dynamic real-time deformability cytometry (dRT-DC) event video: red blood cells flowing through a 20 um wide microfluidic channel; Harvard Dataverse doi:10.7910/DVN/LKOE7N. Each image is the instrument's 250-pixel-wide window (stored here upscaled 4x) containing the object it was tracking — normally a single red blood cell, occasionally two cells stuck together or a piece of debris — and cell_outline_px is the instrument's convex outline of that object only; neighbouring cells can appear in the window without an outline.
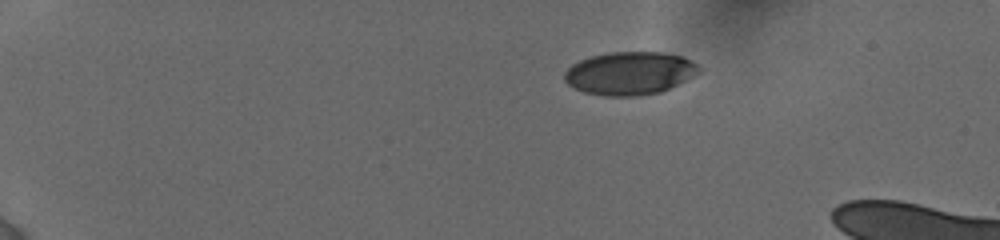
{"species": "human", "species_latin": "Homo sapiens", "temperature_condition": "cold", "stored_images_in_passage": 7, "camera_frame_rate_fps": 3000, "um_per_image_px": 0.085, "donor": {"sex": "female"}, "frame": {"image": 1, "passage_image": 1, "time_ms": 0.0, "image_size_px": [1000, 240], "cell_outline_px": [[700, 72], [660, 92], [636, 96], [608, 96], [584, 92], [568, 84], [564, 80], [564, 72], [572, 64], [580, 60], [592, 56], [608, 52], [664, 52], [680, 56], [696, 64], [700, 68]], "centroid_in_image_um": [53.49, 6.22], "position_along_channel_um": 31.5, "area_um2": 33.35}}
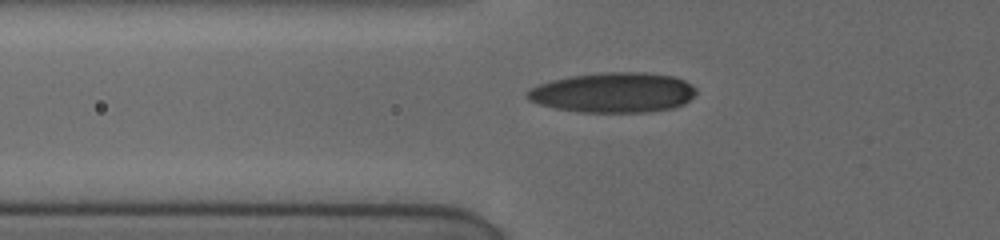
{"frame": {"image": 2, "passage_image": 6, "time_ms": 3.667, "image_size_px": [1000, 240], "cell_outline_px": [[696, 92], [684, 104], [676, 108], [652, 112], [580, 112], [556, 108], [540, 104], [528, 100], [524, 96], [524, 92], [540, 84], [552, 80], [568, 76], [600, 72], [644, 72], [672, 76], [684, 80], [692, 84], [696, 88]], "centroid_in_image_um": [52.13, 7.87], "position_along_channel_um": 73.7, "area_um2": 39.71}}